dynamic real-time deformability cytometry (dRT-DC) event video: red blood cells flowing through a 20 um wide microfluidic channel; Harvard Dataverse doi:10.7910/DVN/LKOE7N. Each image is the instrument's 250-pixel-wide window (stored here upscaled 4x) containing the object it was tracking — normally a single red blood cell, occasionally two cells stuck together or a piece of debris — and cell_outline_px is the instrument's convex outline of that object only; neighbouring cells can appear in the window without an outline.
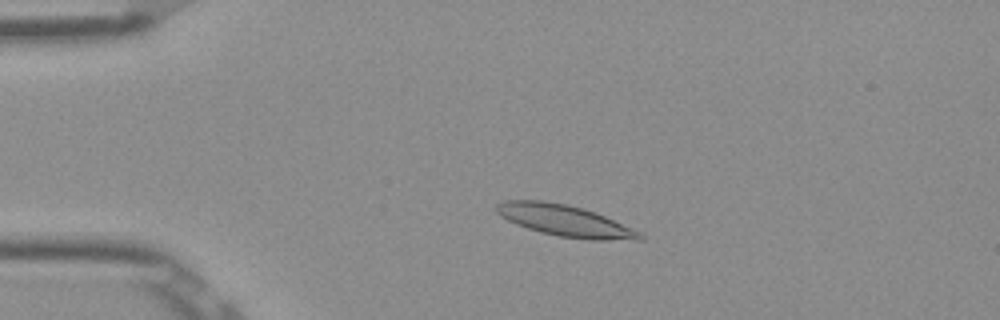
{"species": "Egyptian fruit bat (a non-hibernating species)", "species_latin": "Rousettus aegyptiacus", "temperature_condition": "room temperature", "stored_images_in_passage": 52, "camera_frame_rate_fps": 3000, "um_per_image_px": 0.085, "frame": {"image": 1, "passage_image": 11, "time_ms": 3.333, "image_size_px": [1000, 320], "cell_outline_px": [[644, 240], [588, 240], [560, 236], [540, 232], [516, 224], [500, 216], [496, 212], [496, 204], [504, 200], [544, 200], [568, 204], [584, 208], [604, 216], [640, 232], [644, 236]], "centroid_in_image_um": [48.01, 18.75], "position_along_channel_um": 37.0, "area_um2": 26.24}}
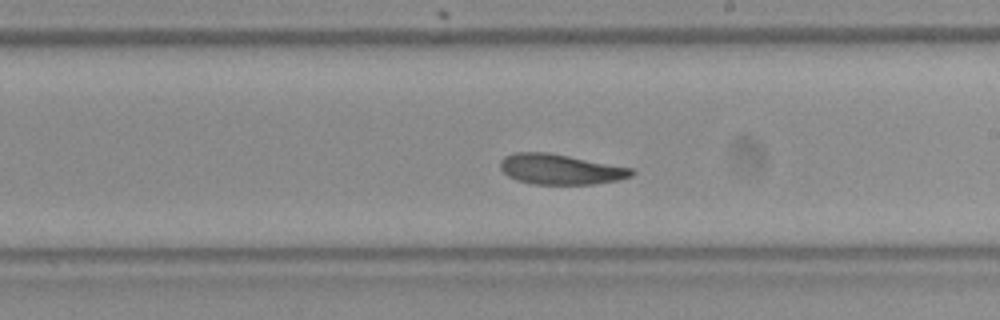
{"frame": {"image": 2, "passage_image": 30, "time_ms": 9.667, "image_size_px": [1000, 320], "cell_outline_px": [[636, 172], [632, 176], [616, 180], [592, 184], [532, 184], [516, 180], [508, 176], [500, 168], [500, 160], [504, 156], [516, 152], [548, 152], [632, 168]], "centroid_in_image_um": [47.6, 14.38], "position_along_channel_um": 241.4, "area_um2": 23.12}}
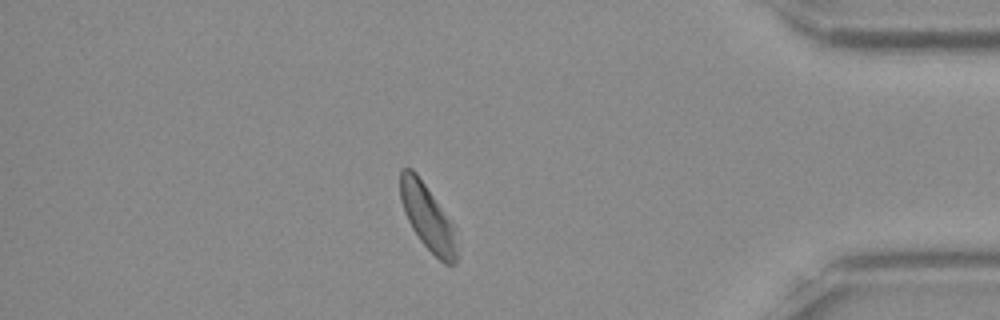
{"frame": {"image": 3, "passage_image": 45, "time_ms": 14.667, "image_size_px": [1000, 320], "cell_outline_px": [[460, 256], [456, 264], [444, 264], [420, 240], [412, 228], [404, 212], [400, 200], [400, 168], [412, 168], [416, 172], [452, 224]], "centroid_in_image_um": [36.35, 18.5], "position_along_channel_um": 398.9, "area_um2": 21.44}, "authors_computed_cell_mechanics": {"area_um2": 23.9003, "velocity_mm_per_s": 3.8428, "shape_relaxation_time_tau1_ms": 8.6391, "shape_relaxation_time_tau2_ms": 8.7461, "deformation_change_tau1": 0.1802, "deformation_change_tau2": 0.1862}}